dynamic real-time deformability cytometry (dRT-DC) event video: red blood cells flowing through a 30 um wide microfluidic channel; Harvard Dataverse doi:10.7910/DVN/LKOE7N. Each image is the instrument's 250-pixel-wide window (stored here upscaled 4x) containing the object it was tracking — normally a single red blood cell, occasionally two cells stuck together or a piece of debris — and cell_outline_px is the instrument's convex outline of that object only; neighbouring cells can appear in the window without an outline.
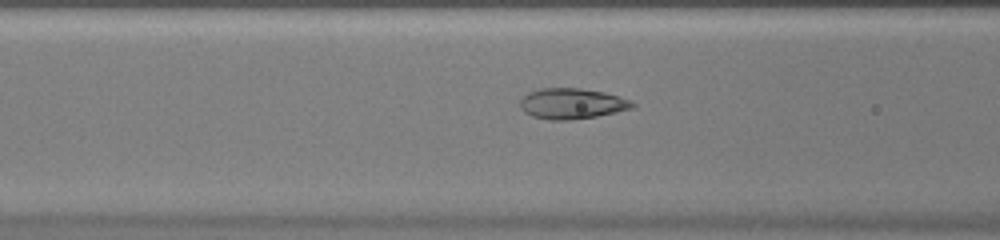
{"species": "common noctule bat (a hibernating species)", "species_latin": "Nyctalus noctula", "temperature_condition": "warm", "stored_images_in_passage": 35, "camera_frame_rate_fps": 3000, "um_per_image_px": 0.085, "animal": {"sex": "female", "body_mass_g": 20.0, "forearm_length_mm": 54.0}, "frame": {"image": 1, "passage_image": 11, "time_ms": 3.333, "image_size_px": [1000, 240], "cell_outline_px": [[636, 104], [632, 108], [616, 112], [596, 116], [568, 120], [548, 120], [532, 116], [524, 112], [520, 108], [520, 100], [528, 92], [540, 88], [580, 88], [604, 92], [628, 100]], "centroid_in_image_um": [48.56, 8.81], "position_along_channel_um": 118.0, "area_um2": 19.94}}
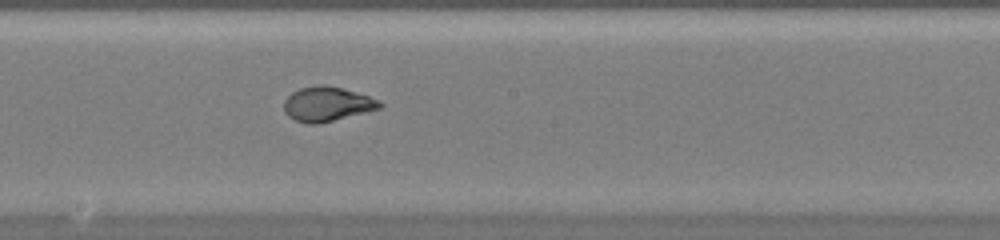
{"frame": {"image": 2, "passage_image": 18, "time_ms": 5.667, "image_size_px": [1000, 240], "cell_outline_px": [[384, 104], [380, 108], [316, 124], [308, 124], [296, 120], [288, 116], [284, 112], [284, 100], [292, 92], [300, 88], [320, 84], [324, 84], [340, 88], [368, 96], [380, 100]], "centroid_in_image_um": [27.77, 8.83], "position_along_channel_um": 220.4, "area_um2": 18.96}}
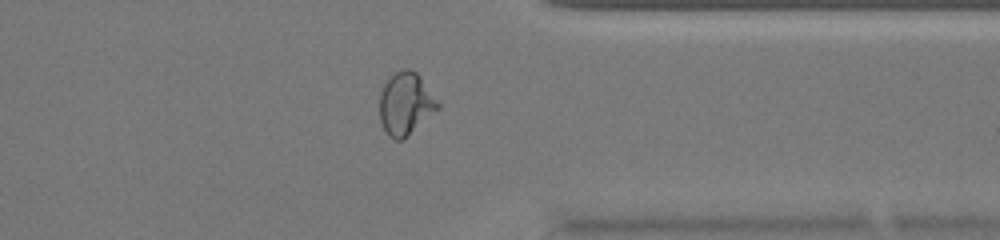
{"frame": {"image": 3, "passage_image": 29, "time_ms": 9.333, "image_size_px": [1000, 240], "cell_outline_px": [[440, 108], [400, 140], [396, 140], [388, 136], [380, 120], [380, 92], [384, 84], [396, 72], [404, 68], [408, 68], [416, 72], [420, 76], [440, 104]], "centroid_in_image_um": [34.47, 8.79], "position_along_channel_um": 376.9, "area_um2": 20.75}}